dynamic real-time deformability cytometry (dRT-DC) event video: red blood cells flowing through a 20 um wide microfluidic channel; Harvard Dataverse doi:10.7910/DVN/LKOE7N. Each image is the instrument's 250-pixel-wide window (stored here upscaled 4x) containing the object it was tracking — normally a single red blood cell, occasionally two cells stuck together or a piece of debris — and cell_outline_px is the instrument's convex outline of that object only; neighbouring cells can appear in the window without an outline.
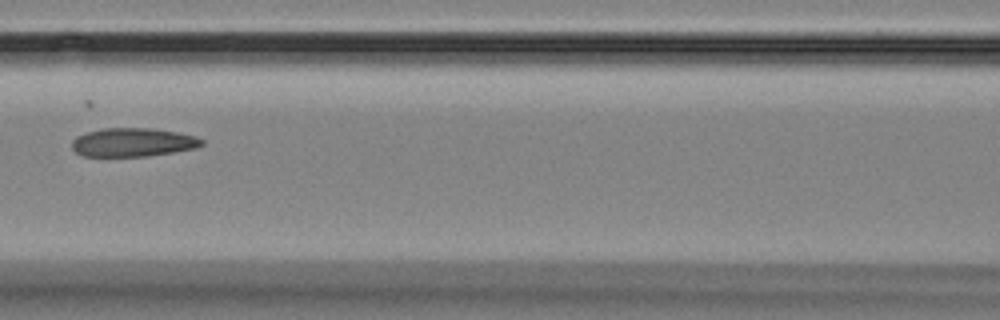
{"species": "Egyptian fruit bat (a non-hibernating species)", "species_latin": "Rousettus aegyptiacus", "temperature_condition": "room temperature", "stored_images_in_passage": 6, "segment_of_instrument_passage": [1, 2], "camera_frame_rate_fps": 3000, "um_per_image_px": 0.085, "animal": {"sex": "female"}, "frame": {"image": 1, "passage_image": 3, "time_ms": 2.333, "image_size_px": [1000, 320], "cell_outline_px": [[204, 144], [196, 148], [148, 156], [80, 156], [72, 148], [72, 140], [76, 136], [88, 132], [104, 128], [152, 128], [176, 132], [196, 136], [204, 140]], "centroid_in_image_um": [11.3, 12.1], "position_along_channel_um": 155.3, "area_um2": 21.68}}
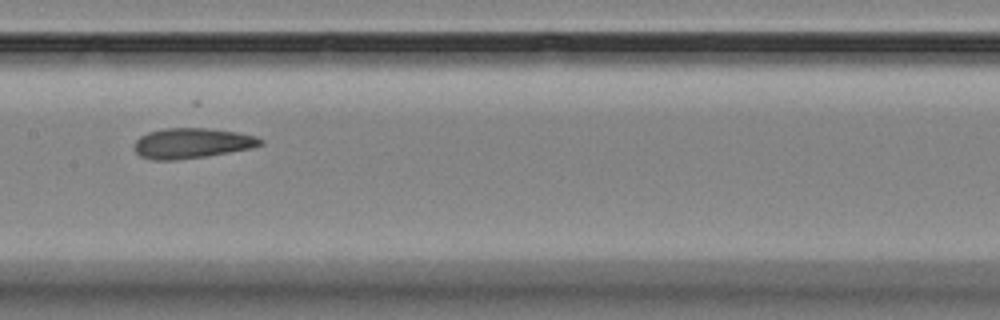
{"frame": {"image": 2, "passage_image": 4, "time_ms": 3.333, "image_size_px": [1000, 320], "cell_outline_px": [[264, 144], [252, 148], [204, 156], [176, 160], [152, 160], [140, 156], [132, 148], [136, 140], [140, 136], [148, 132], [164, 128], [204, 128], [236, 132], [256, 136], [264, 140]], "centroid_in_image_um": [16.28, 12.17], "position_along_channel_um": 191.1, "area_um2": 22.25}}
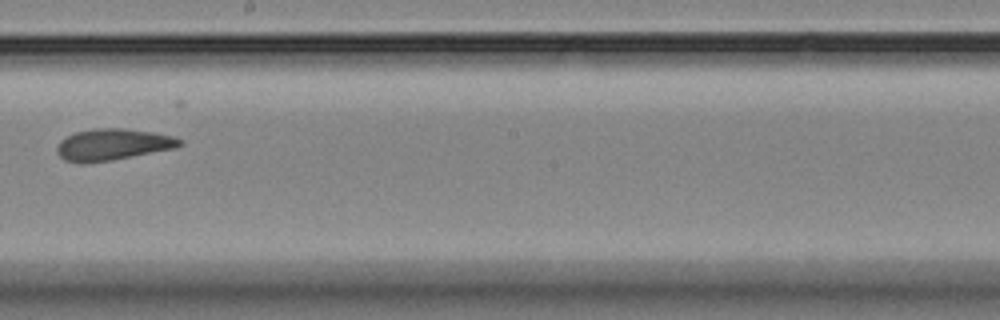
{"frame": {"image": 3, "passage_image": 5, "time_ms": 4.667, "image_size_px": [1000, 320], "cell_outline_px": [[184, 144], [176, 148], [112, 160], [84, 164], [80, 164], [64, 160], [56, 152], [56, 148], [60, 140], [76, 132], [96, 128], [124, 128], [152, 132], [176, 136], [184, 140]], "centroid_in_image_um": [9.61, 12.29], "position_along_channel_um": 238.6, "area_um2": 22.83}}